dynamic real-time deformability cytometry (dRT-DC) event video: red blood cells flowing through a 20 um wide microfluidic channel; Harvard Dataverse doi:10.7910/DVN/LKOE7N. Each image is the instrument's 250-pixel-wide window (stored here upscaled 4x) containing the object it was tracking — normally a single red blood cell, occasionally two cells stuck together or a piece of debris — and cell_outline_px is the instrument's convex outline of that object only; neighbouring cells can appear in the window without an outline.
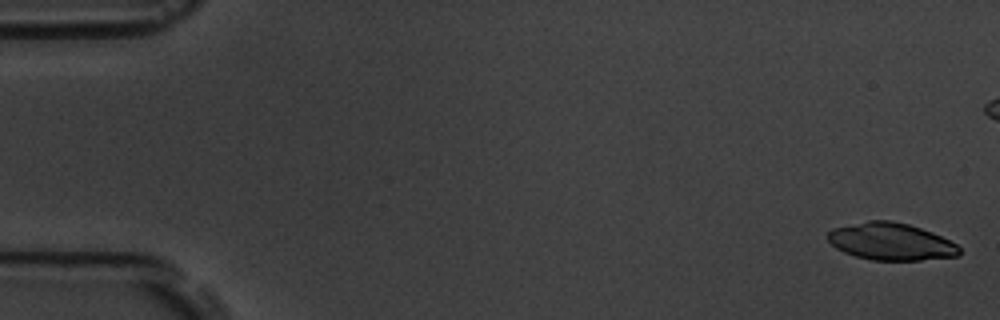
{"species": "common noctule bat (a hibernating species)", "species_latin": "Nyctalus noctula", "temperature_condition": "room temperature", "stored_images_in_passage": 7, "camera_frame_rate_fps": 3000, "um_per_image_px": 0.085, "animal": {"sex": "male", "body_mass_g": 19.5, "forearm_length_mm": 54.6}, "frame": {"image": 1, "passage_image": 1, "time_ms": 0.0, "image_size_px": [1000, 320], "cell_outline_px": [[960, 256], [920, 260], [872, 260], [856, 256], [844, 252], [836, 248], [828, 240], [828, 232], [832, 228], [868, 220], [892, 220], [908, 224], [932, 232], [956, 244], [960, 248]], "centroid_in_image_um": [75.72, 20.53], "position_along_channel_um": 9.3, "area_um2": 28.5}}